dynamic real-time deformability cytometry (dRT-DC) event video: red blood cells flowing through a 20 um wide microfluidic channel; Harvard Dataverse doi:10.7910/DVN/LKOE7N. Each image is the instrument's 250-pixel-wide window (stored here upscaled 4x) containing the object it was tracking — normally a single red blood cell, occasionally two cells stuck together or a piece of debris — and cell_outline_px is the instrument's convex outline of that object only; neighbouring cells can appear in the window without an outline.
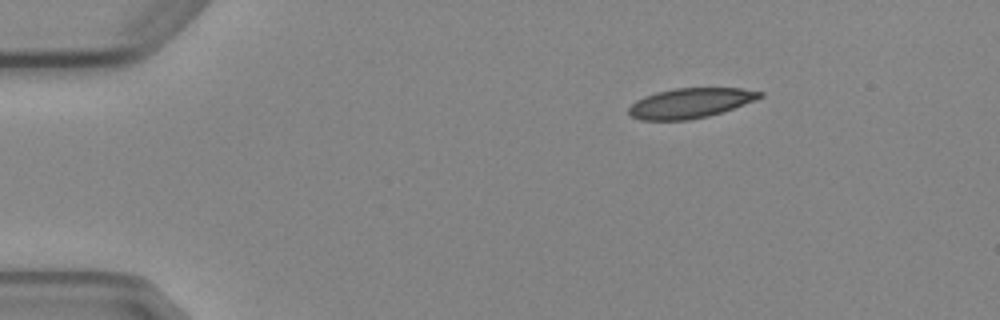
{"species": "Egyptian fruit bat (a non-hibernating species)", "species_latin": "Rousettus aegyptiacus", "temperature_condition": "cold", "stored_images_in_passage": 3, "camera_frame_rate_fps": 3000, "um_per_image_px": 0.085, "animal": {"sex": "female"}, "frame": {"image": 1, "passage_image": 1, "time_ms": 0.0, "image_size_px": [1000, 320], "cell_outline_px": [[764, 96], [756, 100], [708, 116], [688, 120], [640, 120], [632, 116], [628, 112], [628, 108], [636, 100], [644, 96], [656, 92], [676, 88], [740, 88], [764, 92]], "centroid_in_image_um": [58.67, 8.75], "position_along_channel_um": 26.3, "area_um2": 22.77}}